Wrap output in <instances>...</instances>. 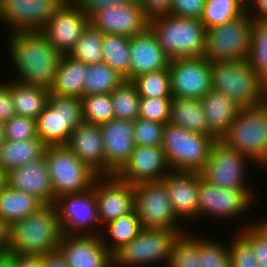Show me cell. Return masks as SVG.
I'll return each instance as SVG.
<instances>
[{
    "instance_id": "1",
    "label": "cell",
    "mask_w": 267,
    "mask_h": 267,
    "mask_svg": "<svg viewBox=\"0 0 267 267\" xmlns=\"http://www.w3.org/2000/svg\"><path fill=\"white\" fill-rule=\"evenodd\" d=\"M6 47L17 72L15 81L50 90L62 55L41 31L10 32Z\"/></svg>"
},
{
    "instance_id": "2",
    "label": "cell",
    "mask_w": 267,
    "mask_h": 267,
    "mask_svg": "<svg viewBox=\"0 0 267 267\" xmlns=\"http://www.w3.org/2000/svg\"><path fill=\"white\" fill-rule=\"evenodd\" d=\"M62 236L56 207L54 204L44 205L10 226L8 253L42 255L58 249Z\"/></svg>"
},
{
    "instance_id": "3",
    "label": "cell",
    "mask_w": 267,
    "mask_h": 267,
    "mask_svg": "<svg viewBox=\"0 0 267 267\" xmlns=\"http://www.w3.org/2000/svg\"><path fill=\"white\" fill-rule=\"evenodd\" d=\"M212 90L223 93L240 108L265 103L266 83L248 59L211 62Z\"/></svg>"
},
{
    "instance_id": "4",
    "label": "cell",
    "mask_w": 267,
    "mask_h": 267,
    "mask_svg": "<svg viewBox=\"0 0 267 267\" xmlns=\"http://www.w3.org/2000/svg\"><path fill=\"white\" fill-rule=\"evenodd\" d=\"M149 28L170 60L204 56L207 30L200 20L169 14L150 20Z\"/></svg>"
},
{
    "instance_id": "5",
    "label": "cell",
    "mask_w": 267,
    "mask_h": 267,
    "mask_svg": "<svg viewBox=\"0 0 267 267\" xmlns=\"http://www.w3.org/2000/svg\"><path fill=\"white\" fill-rule=\"evenodd\" d=\"M219 140L247 155L261 170L267 169V103L241 108Z\"/></svg>"
},
{
    "instance_id": "6",
    "label": "cell",
    "mask_w": 267,
    "mask_h": 267,
    "mask_svg": "<svg viewBox=\"0 0 267 267\" xmlns=\"http://www.w3.org/2000/svg\"><path fill=\"white\" fill-rule=\"evenodd\" d=\"M218 139L167 123L161 148L172 171L199 172Z\"/></svg>"
},
{
    "instance_id": "7",
    "label": "cell",
    "mask_w": 267,
    "mask_h": 267,
    "mask_svg": "<svg viewBox=\"0 0 267 267\" xmlns=\"http://www.w3.org/2000/svg\"><path fill=\"white\" fill-rule=\"evenodd\" d=\"M180 233L173 229L143 228L113 254V267H167L171 248Z\"/></svg>"
},
{
    "instance_id": "8",
    "label": "cell",
    "mask_w": 267,
    "mask_h": 267,
    "mask_svg": "<svg viewBox=\"0 0 267 267\" xmlns=\"http://www.w3.org/2000/svg\"><path fill=\"white\" fill-rule=\"evenodd\" d=\"M82 122L81 98L50 93L47 105L36 118L38 138L46 146L66 145L71 132Z\"/></svg>"
},
{
    "instance_id": "9",
    "label": "cell",
    "mask_w": 267,
    "mask_h": 267,
    "mask_svg": "<svg viewBox=\"0 0 267 267\" xmlns=\"http://www.w3.org/2000/svg\"><path fill=\"white\" fill-rule=\"evenodd\" d=\"M44 155L55 199L64 194L81 193L92 188L98 175L66 145L47 146Z\"/></svg>"
},
{
    "instance_id": "10",
    "label": "cell",
    "mask_w": 267,
    "mask_h": 267,
    "mask_svg": "<svg viewBox=\"0 0 267 267\" xmlns=\"http://www.w3.org/2000/svg\"><path fill=\"white\" fill-rule=\"evenodd\" d=\"M253 23L245 12L234 20L207 29L204 57L210 62L247 59Z\"/></svg>"
},
{
    "instance_id": "11",
    "label": "cell",
    "mask_w": 267,
    "mask_h": 267,
    "mask_svg": "<svg viewBox=\"0 0 267 267\" xmlns=\"http://www.w3.org/2000/svg\"><path fill=\"white\" fill-rule=\"evenodd\" d=\"M260 168L247 155L226 146L219 139L211 148L210 155L204 167L199 171L201 177L208 183L225 189H253L247 182V169ZM254 164V165H252Z\"/></svg>"
},
{
    "instance_id": "12",
    "label": "cell",
    "mask_w": 267,
    "mask_h": 267,
    "mask_svg": "<svg viewBox=\"0 0 267 267\" xmlns=\"http://www.w3.org/2000/svg\"><path fill=\"white\" fill-rule=\"evenodd\" d=\"M255 189H225L204 180L198 172V219L238 220L255 205ZM238 217V218H237ZM236 218V219H235Z\"/></svg>"
},
{
    "instance_id": "13",
    "label": "cell",
    "mask_w": 267,
    "mask_h": 267,
    "mask_svg": "<svg viewBox=\"0 0 267 267\" xmlns=\"http://www.w3.org/2000/svg\"><path fill=\"white\" fill-rule=\"evenodd\" d=\"M134 209L143 228L173 229L180 234L186 228L175 215L162 181L141 182L134 185ZM182 223V224H180Z\"/></svg>"
},
{
    "instance_id": "14",
    "label": "cell",
    "mask_w": 267,
    "mask_h": 267,
    "mask_svg": "<svg viewBox=\"0 0 267 267\" xmlns=\"http://www.w3.org/2000/svg\"><path fill=\"white\" fill-rule=\"evenodd\" d=\"M54 206L63 234L101 235L102 227L93 188L81 193L59 196Z\"/></svg>"
},
{
    "instance_id": "15",
    "label": "cell",
    "mask_w": 267,
    "mask_h": 267,
    "mask_svg": "<svg viewBox=\"0 0 267 267\" xmlns=\"http://www.w3.org/2000/svg\"><path fill=\"white\" fill-rule=\"evenodd\" d=\"M66 0H3L0 23L10 32L40 31Z\"/></svg>"
},
{
    "instance_id": "16",
    "label": "cell",
    "mask_w": 267,
    "mask_h": 267,
    "mask_svg": "<svg viewBox=\"0 0 267 267\" xmlns=\"http://www.w3.org/2000/svg\"><path fill=\"white\" fill-rule=\"evenodd\" d=\"M173 97L202 99L212 90L211 62L204 56L170 60Z\"/></svg>"
},
{
    "instance_id": "17",
    "label": "cell",
    "mask_w": 267,
    "mask_h": 267,
    "mask_svg": "<svg viewBox=\"0 0 267 267\" xmlns=\"http://www.w3.org/2000/svg\"><path fill=\"white\" fill-rule=\"evenodd\" d=\"M101 227L134 210V185L114 175L97 176L92 185Z\"/></svg>"
},
{
    "instance_id": "18",
    "label": "cell",
    "mask_w": 267,
    "mask_h": 267,
    "mask_svg": "<svg viewBox=\"0 0 267 267\" xmlns=\"http://www.w3.org/2000/svg\"><path fill=\"white\" fill-rule=\"evenodd\" d=\"M88 25L89 17L66 0L40 31L61 55H68Z\"/></svg>"
},
{
    "instance_id": "19",
    "label": "cell",
    "mask_w": 267,
    "mask_h": 267,
    "mask_svg": "<svg viewBox=\"0 0 267 267\" xmlns=\"http://www.w3.org/2000/svg\"><path fill=\"white\" fill-rule=\"evenodd\" d=\"M89 24L103 34L133 37L142 34L148 27L138 1L105 7L89 16Z\"/></svg>"
},
{
    "instance_id": "20",
    "label": "cell",
    "mask_w": 267,
    "mask_h": 267,
    "mask_svg": "<svg viewBox=\"0 0 267 267\" xmlns=\"http://www.w3.org/2000/svg\"><path fill=\"white\" fill-rule=\"evenodd\" d=\"M171 171L165 152L160 146H135L128 161L115 175L135 185L161 181Z\"/></svg>"
},
{
    "instance_id": "21",
    "label": "cell",
    "mask_w": 267,
    "mask_h": 267,
    "mask_svg": "<svg viewBox=\"0 0 267 267\" xmlns=\"http://www.w3.org/2000/svg\"><path fill=\"white\" fill-rule=\"evenodd\" d=\"M106 160V175L116 174L135 149L134 121L112 119L99 125Z\"/></svg>"
},
{
    "instance_id": "22",
    "label": "cell",
    "mask_w": 267,
    "mask_h": 267,
    "mask_svg": "<svg viewBox=\"0 0 267 267\" xmlns=\"http://www.w3.org/2000/svg\"><path fill=\"white\" fill-rule=\"evenodd\" d=\"M59 249L69 267H113V255L100 235L63 234Z\"/></svg>"
},
{
    "instance_id": "23",
    "label": "cell",
    "mask_w": 267,
    "mask_h": 267,
    "mask_svg": "<svg viewBox=\"0 0 267 267\" xmlns=\"http://www.w3.org/2000/svg\"><path fill=\"white\" fill-rule=\"evenodd\" d=\"M181 222L198 220V172L171 171L161 180Z\"/></svg>"
},
{
    "instance_id": "24",
    "label": "cell",
    "mask_w": 267,
    "mask_h": 267,
    "mask_svg": "<svg viewBox=\"0 0 267 267\" xmlns=\"http://www.w3.org/2000/svg\"><path fill=\"white\" fill-rule=\"evenodd\" d=\"M7 184L35 196L44 205L55 203L46 156L28 162L7 174Z\"/></svg>"
},
{
    "instance_id": "25",
    "label": "cell",
    "mask_w": 267,
    "mask_h": 267,
    "mask_svg": "<svg viewBox=\"0 0 267 267\" xmlns=\"http://www.w3.org/2000/svg\"><path fill=\"white\" fill-rule=\"evenodd\" d=\"M170 58L158 43L155 34L148 27L142 34L130 37L129 80L149 72L169 67Z\"/></svg>"
},
{
    "instance_id": "26",
    "label": "cell",
    "mask_w": 267,
    "mask_h": 267,
    "mask_svg": "<svg viewBox=\"0 0 267 267\" xmlns=\"http://www.w3.org/2000/svg\"><path fill=\"white\" fill-rule=\"evenodd\" d=\"M66 146L98 176L106 175L105 151L99 125L82 122Z\"/></svg>"
},
{
    "instance_id": "27",
    "label": "cell",
    "mask_w": 267,
    "mask_h": 267,
    "mask_svg": "<svg viewBox=\"0 0 267 267\" xmlns=\"http://www.w3.org/2000/svg\"><path fill=\"white\" fill-rule=\"evenodd\" d=\"M201 104L209 129L220 139L237 117L240 106L223 93L210 90Z\"/></svg>"
},
{
    "instance_id": "28",
    "label": "cell",
    "mask_w": 267,
    "mask_h": 267,
    "mask_svg": "<svg viewBox=\"0 0 267 267\" xmlns=\"http://www.w3.org/2000/svg\"><path fill=\"white\" fill-rule=\"evenodd\" d=\"M87 71L88 64L75 60L69 55H62L49 90L50 93L82 98Z\"/></svg>"
},
{
    "instance_id": "29",
    "label": "cell",
    "mask_w": 267,
    "mask_h": 267,
    "mask_svg": "<svg viewBox=\"0 0 267 267\" xmlns=\"http://www.w3.org/2000/svg\"><path fill=\"white\" fill-rule=\"evenodd\" d=\"M169 123L191 132L217 137L208 127L201 99L172 97Z\"/></svg>"
},
{
    "instance_id": "30",
    "label": "cell",
    "mask_w": 267,
    "mask_h": 267,
    "mask_svg": "<svg viewBox=\"0 0 267 267\" xmlns=\"http://www.w3.org/2000/svg\"><path fill=\"white\" fill-rule=\"evenodd\" d=\"M46 147L39 138L4 140L0 147V168L8 174L11 170L42 157Z\"/></svg>"
},
{
    "instance_id": "31",
    "label": "cell",
    "mask_w": 267,
    "mask_h": 267,
    "mask_svg": "<svg viewBox=\"0 0 267 267\" xmlns=\"http://www.w3.org/2000/svg\"><path fill=\"white\" fill-rule=\"evenodd\" d=\"M44 204L35 196L14 189L8 184L0 192V218L10 226L37 212Z\"/></svg>"
},
{
    "instance_id": "32",
    "label": "cell",
    "mask_w": 267,
    "mask_h": 267,
    "mask_svg": "<svg viewBox=\"0 0 267 267\" xmlns=\"http://www.w3.org/2000/svg\"><path fill=\"white\" fill-rule=\"evenodd\" d=\"M11 94L16 115L36 120L48 103L50 91L11 79Z\"/></svg>"
},
{
    "instance_id": "33",
    "label": "cell",
    "mask_w": 267,
    "mask_h": 267,
    "mask_svg": "<svg viewBox=\"0 0 267 267\" xmlns=\"http://www.w3.org/2000/svg\"><path fill=\"white\" fill-rule=\"evenodd\" d=\"M103 227L102 235L100 236L105 248L112 255L123 245L134 239L143 229L135 209L126 215L108 222Z\"/></svg>"
},
{
    "instance_id": "34",
    "label": "cell",
    "mask_w": 267,
    "mask_h": 267,
    "mask_svg": "<svg viewBox=\"0 0 267 267\" xmlns=\"http://www.w3.org/2000/svg\"><path fill=\"white\" fill-rule=\"evenodd\" d=\"M103 61L110 68L129 80L130 37L104 34L102 42Z\"/></svg>"
},
{
    "instance_id": "35",
    "label": "cell",
    "mask_w": 267,
    "mask_h": 267,
    "mask_svg": "<svg viewBox=\"0 0 267 267\" xmlns=\"http://www.w3.org/2000/svg\"><path fill=\"white\" fill-rule=\"evenodd\" d=\"M125 78L104 62L88 64L84 81V96L110 94Z\"/></svg>"
},
{
    "instance_id": "36",
    "label": "cell",
    "mask_w": 267,
    "mask_h": 267,
    "mask_svg": "<svg viewBox=\"0 0 267 267\" xmlns=\"http://www.w3.org/2000/svg\"><path fill=\"white\" fill-rule=\"evenodd\" d=\"M246 12V0H206L200 21L210 29L234 20Z\"/></svg>"
},
{
    "instance_id": "37",
    "label": "cell",
    "mask_w": 267,
    "mask_h": 267,
    "mask_svg": "<svg viewBox=\"0 0 267 267\" xmlns=\"http://www.w3.org/2000/svg\"><path fill=\"white\" fill-rule=\"evenodd\" d=\"M193 233V234H192ZM188 231L180 234L171 248L167 267H202L199 253V233Z\"/></svg>"
},
{
    "instance_id": "38",
    "label": "cell",
    "mask_w": 267,
    "mask_h": 267,
    "mask_svg": "<svg viewBox=\"0 0 267 267\" xmlns=\"http://www.w3.org/2000/svg\"><path fill=\"white\" fill-rule=\"evenodd\" d=\"M110 96L116 119L135 121L138 118L140 95L131 80H124L110 93Z\"/></svg>"
},
{
    "instance_id": "39",
    "label": "cell",
    "mask_w": 267,
    "mask_h": 267,
    "mask_svg": "<svg viewBox=\"0 0 267 267\" xmlns=\"http://www.w3.org/2000/svg\"><path fill=\"white\" fill-rule=\"evenodd\" d=\"M132 82L140 98H172L169 67L139 75Z\"/></svg>"
},
{
    "instance_id": "40",
    "label": "cell",
    "mask_w": 267,
    "mask_h": 267,
    "mask_svg": "<svg viewBox=\"0 0 267 267\" xmlns=\"http://www.w3.org/2000/svg\"><path fill=\"white\" fill-rule=\"evenodd\" d=\"M103 36L104 34L101 31L89 24L68 55L86 64L101 63L103 61Z\"/></svg>"
},
{
    "instance_id": "41",
    "label": "cell",
    "mask_w": 267,
    "mask_h": 267,
    "mask_svg": "<svg viewBox=\"0 0 267 267\" xmlns=\"http://www.w3.org/2000/svg\"><path fill=\"white\" fill-rule=\"evenodd\" d=\"M247 59L259 77L267 83V21H254Z\"/></svg>"
},
{
    "instance_id": "42",
    "label": "cell",
    "mask_w": 267,
    "mask_h": 267,
    "mask_svg": "<svg viewBox=\"0 0 267 267\" xmlns=\"http://www.w3.org/2000/svg\"><path fill=\"white\" fill-rule=\"evenodd\" d=\"M81 102L83 121L86 123L100 125L115 118L110 94L83 96Z\"/></svg>"
},
{
    "instance_id": "43",
    "label": "cell",
    "mask_w": 267,
    "mask_h": 267,
    "mask_svg": "<svg viewBox=\"0 0 267 267\" xmlns=\"http://www.w3.org/2000/svg\"><path fill=\"white\" fill-rule=\"evenodd\" d=\"M207 237V238H206ZM218 239L199 234V253L202 267H231L228 244Z\"/></svg>"
},
{
    "instance_id": "44",
    "label": "cell",
    "mask_w": 267,
    "mask_h": 267,
    "mask_svg": "<svg viewBox=\"0 0 267 267\" xmlns=\"http://www.w3.org/2000/svg\"><path fill=\"white\" fill-rule=\"evenodd\" d=\"M256 220L255 218L247 223L241 222L237 232L251 245L259 266L267 267V232Z\"/></svg>"
},
{
    "instance_id": "45",
    "label": "cell",
    "mask_w": 267,
    "mask_h": 267,
    "mask_svg": "<svg viewBox=\"0 0 267 267\" xmlns=\"http://www.w3.org/2000/svg\"><path fill=\"white\" fill-rule=\"evenodd\" d=\"M165 124L142 118L134 121V141L136 146L162 145L163 129Z\"/></svg>"
},
{
    "instance_id": "46",
    "label": "cell",
    "mask_w": 267,
    "mask_h": 267,
    "mask_svg": "<svg viewBox=\"0 0 267 267\" xmlns=\"http://www.w3.org/2000/svg\"><path fill=\"white\" fill-rule=\"evenodd\" d=\"M228 241L231 267H260L251 245L235 230Z\"/></svg>"
},
{
    "instance_id": "47",
    "label": "cell",
    "mask_w": 267,
    "mask_h": 267,
    "mask_svg": "<svg viewBox=\"0 0 267 267\" xmlns=\"http://www.w3.org/2000/svg\"><path fill=\"white\" fill-rule=\"evenodd\" d=\"M172 98H140L139 118L167 124Z\"/></svg>"
},
{
    "instance_id": "48",
    "label": "cell",
    "mask_w": 267,
    "mask_h": 267,
    "mask_svg": "<svg viewBox=\"0 0 267 267\" xmlns=\"http://www.w3.org/2000/svg\"><path fill=\"white\" fill-rule=\"evenodd\" d=\"M4 140L22 141L38 138L36 120L28 117L14 116L3 123Z\"/></svg>"
},
{
    "instance_id": "49",
    "label": "cell",
    "mask_w": 267,
    "mask_h": 267,
    "mask_svg": "<svg viewBox=\"0 0 267 267\" xmlns=\"http://www.w3.org/2000/svg\"><path fill=\"white\" fill-rule=\"evenodd\" d=\"M206 0H172L171 15L200 20Z\"/></svg>"
},
{
    "instance_id": "50",
    "label": "cell",
    "mask_w": 267,
    "mask_h": 267,
    "mask_svg": "<svg viewBox=\"0 0 267 267\" xmlns=\"http://www.w3.org/2000/svg\"><path fill=\"white\" fill-rule=\"evenodd\" d=\"M0 81V122L5 123L16 116V113L11 94V78Z\"/></svg>"
},
{
    "instance_id": "51",
    "label": "cell",
    "mask_w": 267,
    "mask_h": 267,
    "mask_svg": "<svg viewBox=\"0 0 267 267\" xmlns=\"http://www.w3.org/2000/svg\"><path fill=\"white\" fill-rule=\"evenodd\" d=\"M148 21L171 13L172 0H137Z\"/></svg>"
},
{
    "instance_id": "52",
    "label": "cell",
    "mask_w": 267,
    "mask_h": 267,
    "mask_svg": "<svg viewBox=\"0 0 267 267\" xmlns=\"http://www.w3.org/2000/svg\"><path fill=\"white\" fill-rule=\"evenodd\" d=\"M88 17L105 7L122 5L136 0H72Z\"/></svg>"
},
{
    "instance_id": "53",
    "label": "cell",
    "mask_w": 267,
    "mask_h": 267,
    "mask_svg": "<svg viewBox=\"0 0 267 267\" xmlns=\"http://www.w3.org/2000/svg\"><path fill=\"white\" fill-rule=\"evenodd\" d=\"M246 12L253 21H267V0H246Z\"/></svg>"
},
{
    "instance_id": "54",
    "label": "cell",
    "mask_w": 267,
    "mask_h": 267,
    "mask_svg": "<svg viewBox=\"0 0 267 267\" xmlns=\"http://www.w3.org/2000/svg\"><path fill=\"white\" fill-rule=\"evenodd\" d=\"M42 267H69L62 251L54 249L41 255Z\"/></svg>"
},
{
    "instance_id": "55",
    "label": "cell",
    "mask_w": 267,
    "mask_h": 267,
    "mask_svg": "<svg viewBox=\"0 0 267 267\" xmlns=\"http://www.w3.org/2000/svg\"><path fill=\"white\" fill-rule=\"evenodd\" d=\"M14 267H42L41 255L13 254Z\"/></svg>"
},
{
    "instance_id": "56",
    "label": "cell",
    "mask_w": 267,
    "mask_h": 267,
    "mask_svg": "<svg viewBox=\"0 0 267 267\" xmlns=\"http://www.w3.org/2000/svg\"><path fill=\"white\" fill-rule=\"evenodd\" d=\"M10 242V225L0 218V254L8 252Z\"/></svg>"
},
{
    "instance_id": "57",
    "label": "cell",
    "mask_w": 267,
    "mask_h": 267,
    "mask_svg": "<svg viewBox=\"0 0 267 267\" xmlns=\"http://www.w3.org/2000/svg\"><path fill=\"white\" fill-rule=\"evenodd\" d=\"M0 267H14L13 254H0Z\"/></svg>"
},
{
    "instance_id": "58",
    "label": "cell",
    "mask_w": 267,
    "mask_h": 267,
    "mask_svg": "<svg viewBox=\"0 0 267 267\" xmlns=\"http://www.w3.org/2000/svg\"><path fill=\"white\" fill-rule=\"evenodd\" d=\"M7 185V173L0 168V192Z\"/></svg>"
},
{
    "instance_id": "59",
    "label": "cell",
    "mask_w": 267,
    "mask_h": 267,
    "mask_svg": "<svg viewBox=\"0 0 267 267\" xmlns=\"http://www.w3.org/2000/svg\"><path fill=\"white\" fill-rule=\"evenodd\" d=\"M256 222L267 232V217L266 216H264V218L258 217V220H256Z\"/></svg>"
},
{
    "instance_id": "60",
    "label": "cell",
    "mask_w": 267,
    "mask_h": 267,
    "mask_svg": "<svg viewBox=\"0 0 267 267\" xmlns=\"http://www.w3.org/2000/svg\"><path fill=\"white\" fill-rule=\"evenodd\" d=\"M4 142V131H3V123L0 122V147Z\"/></svg>"
},
{
    "instance_id": "61",
    "label": "cell",
    "mask_w": 267,
    "mask_h": 267,
    "mask_svg": "<svg viewBox=\"0 0 267 267\" xmlns=\"http://www.w3.org/2000/svg\"><path fill=\"white\" fill-rule=\"evenodd\" d=\"M265 102L267 103V83H266V92H265Z\"/></svg>"
}]
</instances>
